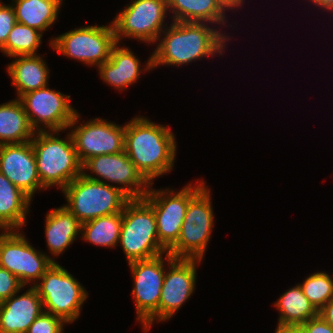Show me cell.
Instances as JSON below:
<instances>
[{
  "instance_id": "6da1fadb",
  "label": "cell",
  "mask_w": 333,
  "mask_h": 333,
  "mask_svg": "<svg viewBox=\"0 0 333 333\" xmlns=\"http://www.w3.org/2000/svg\"><path fill=\"white\" fill-rule=\"evenodd\" d=\"M157 42L152 50L153 70L160 66H188L215 56L223 58L231 40L210 23L172 21Z\"/></svg>"
},
{
  "instance_id": "7a4b0ae2",
  "label": "cell",
  "mask_w": 333,
  "mask_h": 333,
  "mask_svg": "<svg viewBox=\"0 0 333 333\" xmlns=\"http://www.w3.org/2000/svg\"><path fill=\"white\" fill-rule=\"evenodd\" d=\"M169 125L135 115L126 122L124 151L150 183L174 170L178 144Z\"/></svg>"
},
{
  "instance_id": "3957f363",
  "label": "cell",
  "mask_w": 333,
  "mask_h": 333,
  "mask_svg": "<svg viewBox=\"0 0 333 333\" xmlns=\"http://www.w3.org/2000/svg\"><path fill=\"white\" fill-rule=\"evenodd\" d=\"M67 131V132H66ZM67 133L61 138L60 133ZM41 185L62 191L82 174V163L68 130L35 132L32 140Z\"/></svg>"
},
{
  "instance_id": "277c9868",
  "label": "cell",
  "mask_w": 333,
  "mask_h": 333,
  "mask_svg": "<svg viewBox=\"0 0 333 333\" xmlns=\"http://www.w3.org/2000/svg\"><path fill=\"white\" fill-rule=\"evenodd\" d=\"M120 246L127 263L150 259L168 251L159 242L154 211L144 198H132L126 203L117 247Z\"/></svg>"
},
{
  "instance_id": "5b68a950",
  "label": "cell",
  "mask_w": 333,
  "mask_h": 333,
  "mask_svg": "<svg viewBox=\"0 0 333 333\" xmlns=\"http://www.w3.org/2000/svg\"><path fill=\"white\" fill-rule=\"evenodd\" d=\"M63 204L81 222L123 212L131 199L120 188L89 179L83 174L75 178L62 191Z\"/></svg>"
},
{
  "instance_id": "8992f818",
  "label": "cell",
  "mask_w": 333,
  "mask_h": 333,
  "mask_svg": "<svg viewBox=\"0 0 333 333\" xmlns=\"http://www.w3.org/2000/svg\"><path fill=\"white\" fill-rule=\"evenodd\" d=\"M168 252L156 257L128 263L132 274L135 318L142 332L148 333L159 322V301L166 267L174 260Z\"/></svg>"
},
{
  "instance_id": "52a82bcc",
  "label": "cell",
  "mask_w": 333,
  "mask_h": 333,
  "mask_svg": "<svg viewBox=\"0 0 333 333\" xmlns=\"http://www.w3.org/2000/svg\"><path fill=\"white\" fill-rule=\"evenodd\" d=\"M42 300L43 310L62 318L67 324L79 319L88 299V291L67 269L54 262L34 286Z\"/></svg>"
},
{
  "instance_id": "ba28073f",
  "label": "cell",
  "mask_w": 333,
  "mask_h": 333,
  "mask_svg": "<svg viewBox=\"0 0 333 333\" xmlns=\"http://www.w3.org/2000/svg\"><path fill=\"white\" fill-rule=\"evenodd\" d=\"M49 47L58 55L96 69L106 62L117 44L112 22L85 25L49 38Z\"/></svg>"
},
{
  "instance_id": "9c48e42d",
  "label": "cell",
  "mask_w": 333,
  "mask_h": 333,
  "mask_svg": "<svg viewBox=\"0 0 333 333\" xmlns=\"http://www.w3.org/2000/svg\"><path fill=\"white\" fill-rule=\"evenodd\" d=\"M211 192L206 184L189 201L180 236L167 251L173 258L205 260L216 222Z\"/></svg>"
},
{
  "instance_id": "30bf717a",
  "label": "cell",
  "mask_w": 333,
  "mask_h": 333,
  "mask_svg": "<svg viewBox=\"0 0 333 333\" xmlns=\"http://www.w3.org/2000/svg\"><path fill=\"white\" fill-rule=\"evenodd\" d=\"M118 12L111 21L117 43L128 38L154 45L172 22L167 0H131Z\"/></svg>"
},
{
  "instance_id": "8fae6325",
  "label": "cell",
  "mask_w": 333,
  "mask_h": 333,
  "mask_svg": "<svg viewBox=\"0 0 333 333\" xmlns=\"http://www.w3.org/2000/svg\"><path fill=\"white\" fill-rule=\"evenodd\" d=\"M202 179L186 184L180 190L169 186L160 189L150 184L143 197L151 206L156 217L159 242L169 250L178 240L189 201L207 184ZM176 191V192H175Z\"/></svg>"
},
{
  "instance_id": "7c38bea8",
  "label": "cell",
  "mask_w": 333,
  "mask_h": 333,
  "mask_svg": "<svg viewBox=\"0 0 333 333\" xmlns=\"http://www.w3.org/2000/svg\"><path fill=\"white\" fill-rule=\"evenodd\" d=\"M0 232V267L15 275L24 287H34L54 263L50 255L37 250L21 230Z\"/></svg>"
},
{
  "instance_id": "4fadbf2b",
  "label": "cell",
  "mask_w": 333,
  "mask_h": 333,
  "mask_svg": "<svg viewBox=\"0 0 333 333\" xmlns=\"http://www.w3.org/2000/svg\"><path fill=\"white\" fill-rule=\"evenodd\" d=\"M80 115L78 111L67 129L82 165L92 157L124 151L126 123L119 125L101 117L81 121Z\"/></svg>"
},
{
  "instance_id": "5bb4252c",
  "label": "cell",
  "mask_w": 333,
  "mask_h": 333,
  "mask_svg": "<svg viewBox=\"0 0 333 333\" xmlns=\"http://www.w3.org/2000/svg\"><path fill=\"white\" fill-rule=\"evenodd\" d=\"M46 87L21 95V101L35 132L64 131L78 112L72 106L71 97L59 90Z\"/></svg>"
},
{
  "instance_id": "9a60e30c",
  "label": "cell",
  "mask_w": 333,
  "mask_h": 333,
  "mask_svg": "<svg viewBox=\"0 0 333 333\" xmlns=\"http://www.w3.org/2000/svg\"><path fill=\"white\" fill-rule=\"evenodd\" d=\"M82 174L89 179L120 188L131 199L143 198L150 187V183L137 170L125 151L88 159L82 165Z\"/></svg>"
},
{
  "instance_id": "2e32d148",
  "label": "cell",
  "mask_w": 333,
  "mask_h": 333,
  "mask_svg": "<svg viewBox=\"0 0 333 333\" xmlns=\"http://www.w3.org/2000/svg\"><path fill=\"white\" fill-rule=\"evenodd\" d=\"M202 262L201 259L175 258L166 267L159 301V322H168L193 296L198 279L197 267Z\"/></svg>"
},
{
  "instance_id": "e0dca14e",
  "label": "cell",
  "mask_w": 333,
  "mask_h": 333,
  "mask_svg": "<svg viewBox=\"0 0 333 333\" xmlns=\"http://www.w3.org/2000/svg\"><path fill=\"white\" fill-rule=\"evenodd\" d=\"M0 172L32 200L41 185L31 141L0 145Z\"/></svg>"
},
{
  "instance_id": "ac0fdd59",
  "label": "cell",
  "mask_w": 333,
  "mask_h": 333,
  "mask_svg": "<svg viewBox=\"0 0 333 333\" xmlns=\"http://www.w3.org/2000/svg\"><path fill=\"white\" fill-rule=\"evenodd\" d=\"M144 63L145 65L141 63V59L129 46L117 43L112 48L110 58L97 71L103 83L119 92H125L138 82L142 72L148 74L153 71L152 52Z\"/></svg>"
},
{
  "instance_id": "d6986e66",
  "label": "cell",
  "mask_w": 333,
  "mask_h": 333,
  "mask_svg": "<svg viewBox=\"0 0 333 333\" xmlns=\"http://www.w3.org/2000/svg\"><path fill=\"white\" fill-rule=\"evenodd\" d=\"M22 290L25 291L21 293ZM43 312L37 289L23 287L9 299L0 302V333H27L29 326Z\"/></svg>"
},
{
  "instance_id": "ffe728a7",
  "label": "cell",
  "mask_w": 333,
  "mask_h": 333,
  "mask_svg": "<svg viewBox=\"0 0 333 333\" xmlns=\"http://www.w3.org/2000/svg\"><path fill=\"white\" fill-rule=\"evenodd\" d=\"M167 3L171 21L210 23L217 26L232 41L233 36L224 29L227 26L230 29L233 27L234 30L238 23L229 24V16L226 13L230 11L220 0H167ZM233 24L235 25L232 26Z\"/></svg>"
},
{
  "instance_id": "44dd1931",
  "label": "cell",
  "mask_w": 333,
  "mask_h": 333,
  "mask_svg": "<svg viewBox=\"0 0 333 333\" xmlns=\"http://www.w3.org/2000/svg\"><path fill=\"white\" fill-rule=\"evenodd\" d=\"M81 222L63 204L47 212L44 219L46 248L53 262L81 236ZM78 236V237H77Z\"/></svg>"
},
{
  "instance_id": "7402d4cb",
  "label": "cell",
  "mask_w": 333,
  "mask_h": 333,
  "mask_svg": "<svg viewBox=\"0 0 333 333\" xmlns=\"http://www.w3.org/2000/svg\"><path fill=\"white\" fill-rule=\"evenodd\" d=\"M44 57L38 54L10 58L12 62L8 63L6 71L17 93L16 98L49 85L51 69Z\"/></svg>"
},
{
  "instance_id": "603a6c76",
  "label": "cell",
  "mask_w": 333,
  "mask_h": 333,
  "mask_svg": "<svg viewBox=\"0 0 333 333\" xmlns=\"http://www.w3.org/2000/svg\"><path fill=\"white\" fill-rule=\"evenodd\" d=\"M33 201L0 172V231L24 230Z\"/></svg>"
},
{
  "instance_id": "cb8c5ba5",
  "label": "cell",
  "mask_w": 333,
  "mask_h": 333,
  "mask_svg": "<svg viewBox=\"0 0 333 333\" xmlns=\"http://www.w3.org/2000/svg\"><path fill=\"white\" fill-rule=\"evenodd\" d=\"M65 0H11L16 21L40 31H48L58 21Z\"/></svg>"
},
{
  "instance_id": "d4e9b609",
  "label": "cell",
  "mask_w": 333,
  "mask_h": 333,
  "mask_svg": "<svg viewBox=\"0 0 333 333\" xmlns=\"http://www.w3.org/2000/svg\"><path fill=\"white\" fill-rule=\"evenodd\" d=\"M35 135L18 98L0 104V145L29 142Z\"/></svg>"
},
{
  "instance_id": "484cf974",
  "label": "cell",
  "mask_w": 333,
  "mask_h": 333,
  "mask_svg": "<svg viewBox=\"0 0 333 333\" xmlns=\"http://www.w3.org/2000/svg\"><path fill=\"white\" fill-rule=\"evenodd\" d=\"M273 306L279 312L276 325H302L319 314L304 295L299 283L285 290Z\"/></svg>"
},
{
  "instance_id": "4316f807",
  "label": "cell",
  "mask_w": 333,
  "mask_h": 333,
  "mask_svg": "<svg viewBox=\"0 0 333 333\" xmlns=\"http://www.w3.org/2000/svg\"><path fill=\"white\" fill-rule=\"evenodd\" d=\"M122 226V212L98 217L81 224L79 239L86 243L115 249L118 246Z\"/></svg>"
},
{
  "instance_id": "83f0119b",
  "label": "cell",
  "mask_w": 333,
  "mask_h": 333,
  "mask_svg": "<svg viewBox=\"0 0 333 333\" xmlns=\"http://www.w3.org/2000/svg\"><path fill=\"white\" fill-rule=\"evenodd\" d=\"M43 34L31 27L16 22L8 35L5 45L0 49L6 57L38 55Z\"/></svg>"
},
{
  "instance_id": "f1b7e54d",
  "label": "cell",
  "mask_w": 333,
  "mask_h": 333,
  "mask_svg": "<svg viewBox=\"0 0 333 333\" xmlns=\"http://www.w3.org/2000/svg\"><path fill=\"white\" fill-rule=\"evenodd\" d=\"M333 275L326 271L310 273L300 287L312 305L320 311L333 298Z\"/></svg>"
},
{
  "instance_id": "f546056e",
  "label": "cell",
  "mask_w": 333,
  "mask_h": 333,
  "mask_svg": "<svg viewBox=\"0 0 333 333\" xmlns=\"http://www.w3.org/2000/svg\"><path fill=\"white\" fill-rule=\"evenodd\" d=\"M67 324L62 318L43 312L29 326L27 333H64Z\"/></svg>"
},
{
  "instance_id": "4dcf8cb0",
  "label": "cell",
  "mask_w": 333,
  "mask_h": 333,
  "mask_svg": "<svg viewBox=\"0 0 333 333\" xmlns=\"http://www.w3.org/2000/svg\"><path fill=\"white\" fill-rule=\"evenodd\" d=\"M23 287L15 275L0 267V302L9 299Z\"/></svg>"
},
{
  "instance_id": "1f68e13d",
  "label": "cell",
  "mask_w": 333,
  "mask_h": 333,
  "mask_svg": "<svg viewBox=\"0 0 333 333\" xmlns=\"http://www.w3.org/2000/svg\"><path fill=\"white\" fill-rule=\"evenodd\" d=\"M16 16L11 3L0 5V49L5 45L8 35L16 23Z\"/></svg>"
},
{
  "instance_id": "d6a6232c",
  "label": "cell",
  "mask_w": 333,
  "mask_h": 333,
  "mask_svg": "<svg viewBox=\"0 0 333 333\" xmlns=\"http://www.w3.org/2000/svg\"><path fill=\"white\" fill-rule=\"evenodd\" d=\"M301 326L305 333H333L332 328L319 314Z\"/></svg>"
},
{
  "instance_id": "836d02e7",
  "label": "cell",
  "mask_w": 333,
  "mask_h": 333,
  "mask_svg": "<svg viewBox=\"0 0 333 333\" xmlns=\"http://www.w3.org/2000/svg\"><path fill=\"white\" fill-rule=\"evenodd\" d=\"M302 1H305L306 3L308 2V4L310 3L311 6L314 7V10L317 7L316 9L320 13L321 12H323V13L327 12V14H328L330 12L329 14L333 15V0H302Z\"/></svg>"
},
{
  "instance_id": "e575fe53",
  "label": "cell",
  "mask_w": 333,
  "mask_h": 333,
  "mask_svg": "<svg viewBox=\"0 0 333 333\" xmlns=\"http://www.w3.org/2000/svg\"><path fill=\"white\" fill-rule=\"evenodd\" d=\"M319 315L333 330V298L319 311Z\"/></svg>"
},
{
  "instance_id": "d590c367",
  "label": "cell",
  "mask_w": 333,
  "mask_h": 333,
  "mask_svg": "<svg viewBox=\"0 0 333 333\" xmlns=\"http://www.w3.org/2000/svg\"><path fill=\"white\" fill-rule=\"evenodd\" d=\"M275 333H305L301 325H276Z\"/></svg>"
},
{
  "instance_id": "8d00e7d4",
  "label": "cell",
  "mask_w": 333,
  "mask_h": 333,
  "mask_svg": "<svg viewBox=\"0 0 333 333\" xmlns=\"http://www.w3.org/2000/svg\"><path fill=\"white\" fill-rule=\"evenodd\" d=\"M224 6L229 10L232 11L234 14L235 11L242 10L244 8L246 1L245 0H220Z\"/></svg>"
}]
</instances>
